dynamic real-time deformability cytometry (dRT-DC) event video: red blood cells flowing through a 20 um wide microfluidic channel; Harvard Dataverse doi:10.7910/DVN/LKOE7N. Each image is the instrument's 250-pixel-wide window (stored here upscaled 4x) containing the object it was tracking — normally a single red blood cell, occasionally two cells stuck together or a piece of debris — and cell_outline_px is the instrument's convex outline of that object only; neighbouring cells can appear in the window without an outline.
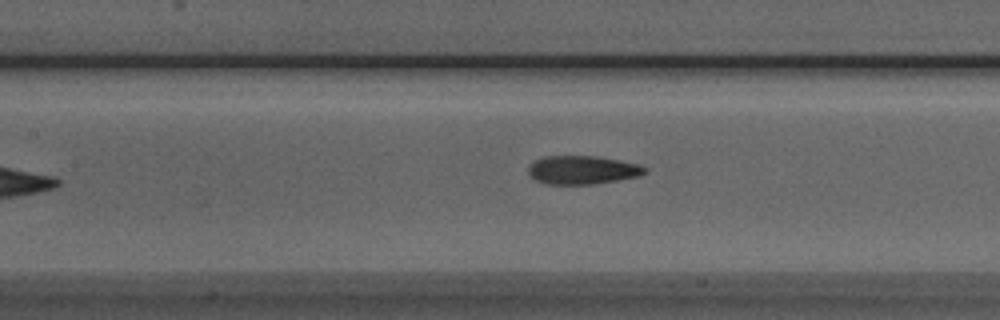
{"species": "Egyptian fruit bat (a non-hibernating species)", "species_latin": "Rousettus aegyptiacus", "temperature_condition": "room temperature", "stored_images_in_passage": 32, "camera_frame_rate_fps": 3000, "um_per_image_px": 0.085, "animal": {"sex": "male"}, "frame": {"image": 1, "passage_image": 13, "time_ms": 4.0, "image_size_px": [1000, 320], "cell_outline_px": [[648, 172], [640, 176], [592, 184], [544, 184], [536, 180], [528, 172], [528, 168], [536, 160], [544, 156], [596, 156], [640, 164], [648, 168]], "centroid_in_image_um": [49.55, 14.44], "position_along_channel_um": 157.9, "area_um2": 19.31}}
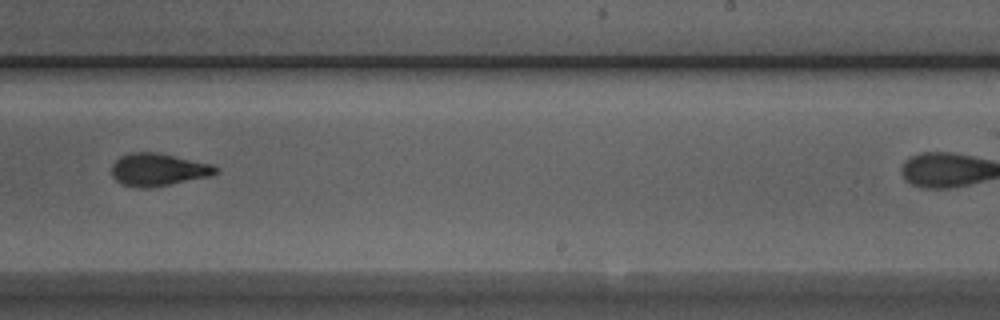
{"frame": {"image": 2, "passage_image": 22, "time_ms": 7.0, "image_size_px": [1000, 320], "cell_outline_px": [[220, 172], [212, 176], [148, 188], [140, 188], [124, 184], [116, 180], [112, 176], [112, 164], [120, 156], [128, 152], [156, 152], [212, 164], [220, 168]], "centroid_in_image_um": [13.48, 14.41], "position_along_channel_um": 275.5, "area_um2": 19.83}}
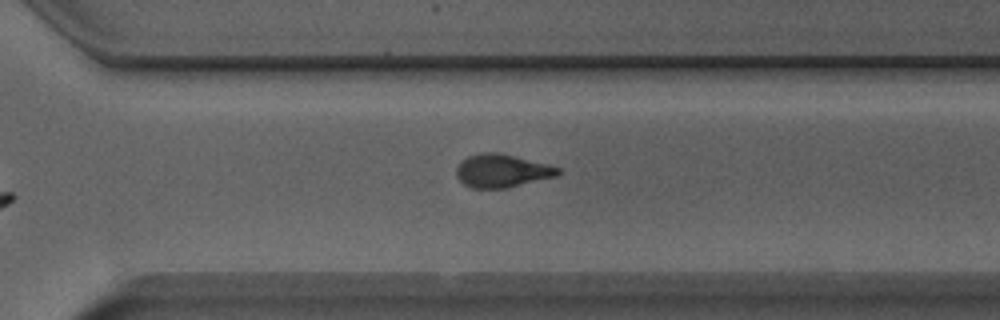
{"frame": {"image": 3, "passage_image": 26, "time_ms": 8.333, "image_size_px": [1000, 320], "cell_outline_px": [[560, 172], [556, 176], [508, 188], [472, 188], [464, 184], [456, 176], [456, 168], [468, 156], [484, 152], [496, 152], [560, 168]], "centroid_in_image_um": [42.63, 14.54], "position_along_channel_um": 328.0, "area_um2": 19.19}}